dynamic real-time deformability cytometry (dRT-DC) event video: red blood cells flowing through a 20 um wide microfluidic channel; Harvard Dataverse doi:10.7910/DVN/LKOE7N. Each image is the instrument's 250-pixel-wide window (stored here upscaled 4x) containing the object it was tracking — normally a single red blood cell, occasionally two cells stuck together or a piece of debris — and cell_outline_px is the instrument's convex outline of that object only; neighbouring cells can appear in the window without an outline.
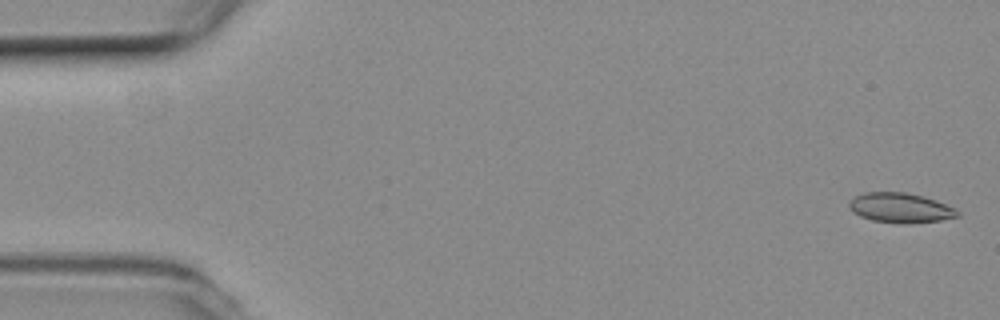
{"species": "common noctule bat (a hibernating species)", "species_latin": "Nyctalus noctula", "temperature_condition": "room temperature", "stored_images_in_passage": 54, "camera_frame_rate_fps": 3000, "um_per_image_px": 0.085, "animal": {"sex": "female", "body_mass_g": 19.3, "forearm_length_mm": 54.1}, "frame": {"image": 1, "passage_image": 2, "time_ms": 0.333, "image_size_px": [1000, 320], "cell_outline_px": [[960, 216], [940, 220], [908, 224], [900, 224], [872, 220], [860, 216], [852, 212], [848, 208], [848, 204], [856, 196], [864, 192], [904, 192], [924, 196], [936, 200], [956, 208], [960, 212]], "centroid_in_image_um": [76.55, 17.67], "position_along_channel_um": 8.4, "area_um2": 19.02}}
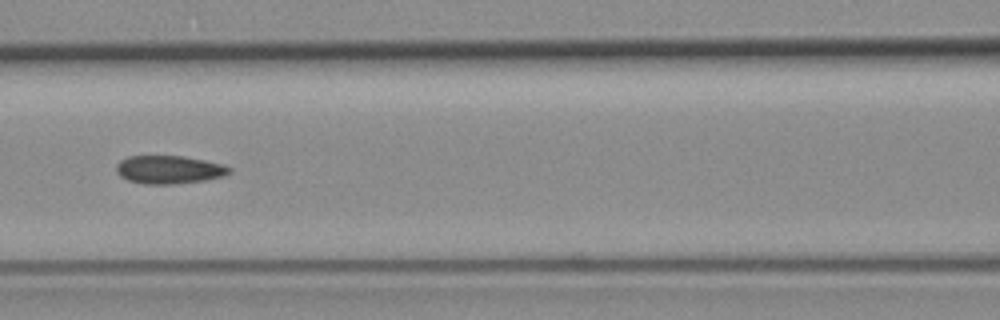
{"frame": {"image": 2, "passage_image": 24, "time_ms": 7.667, "image_size_px": [1000, 320], "cell_outline_px": [[232, 172], [224, 176], [204, 180], [172, 184], [144, 184], [128, 180], [120, 176], [116, 172], [116, 164], [120, 160], [128, 156], [184, 156], [204, 160], [220, 164], [232, 168]], "centroid_in_image_um": [14.35, 14.42], "position_along_channel_um": 152.3, "area_um2": 18.55}}
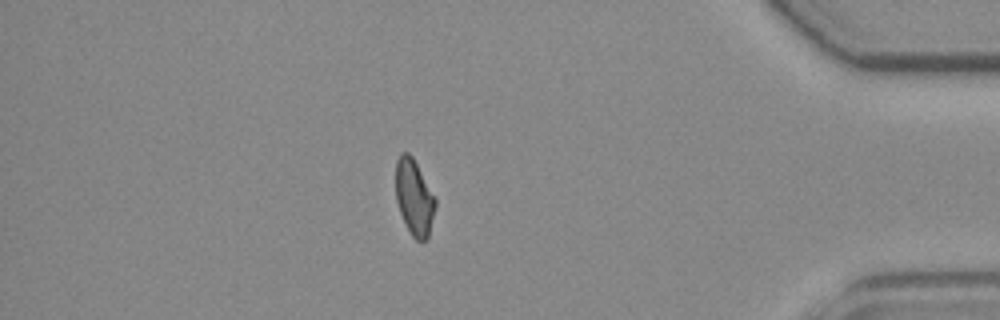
{"frame": {"image": 3, "passage_image": 47, "time_ms": 15.333, "image_size_px": [1000, 320], "cell_outline_px": [[436, 204], [428, 236], [424, 240], [416, 240], [412, 236], [400, 212], [396, 200], [396, 160], [400, 152], [408, 152], [412, 156], [436, 196]], "centroid_in_image_um": [35.21, 16.72], "position_along_channel_um": 400.0, "area_um2": 17.46}, "authors_computed_cell_mechanics": {"area_um2": 18.5827, "velocity_mm_per_s": 3.798, "shape_relaxation_time_tau1_ms": null, "shape_relaxation_time_tau2_ms": 2.6595, "deformation_change_tau1": null, "deformation_change_tau2": 0.0869}}